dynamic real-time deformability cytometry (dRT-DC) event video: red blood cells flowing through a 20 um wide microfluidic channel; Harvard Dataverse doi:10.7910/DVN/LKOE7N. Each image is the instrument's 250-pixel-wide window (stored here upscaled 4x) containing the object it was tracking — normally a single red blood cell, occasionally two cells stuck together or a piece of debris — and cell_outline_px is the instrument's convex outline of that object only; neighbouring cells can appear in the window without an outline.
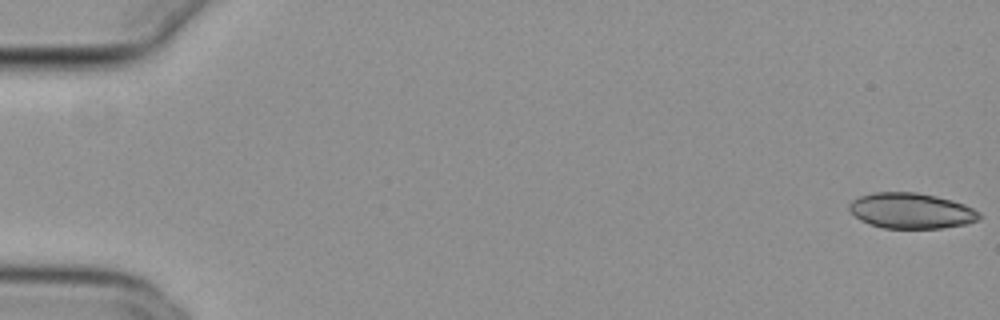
{"species": "common noctule bat (a hibernating species)", "species_latin": "Nyctalus noctula", "temperature_condition": "cold", "stored_images_in_passage": 20, "camera_frame_rate_fps": 3000, "um_per_image_px": 0.085, "animal": {"sex": "female", "body_mass_g": 29.2, "forearm_length_mm": 56.3}, "frame": {"image": 1, "passage_image": 1, "time_ms": 0.0, "image_size_px": [1000, 320], "cell_outline_px": [[980, 216], [976, 220], [968, 224], [940, 228], [884, 228], [868, 224], [860, 220], [848, 208], [848, 204], [852, 200], [860, 196], [872, 192], [916, 192], [936, 196], [952, 200], [964, 204], [980, 212]], "centroid_in_image_um": [77.43, 17.91], "position_along_channel_um": 7.6, "area_um2": 26.99}}
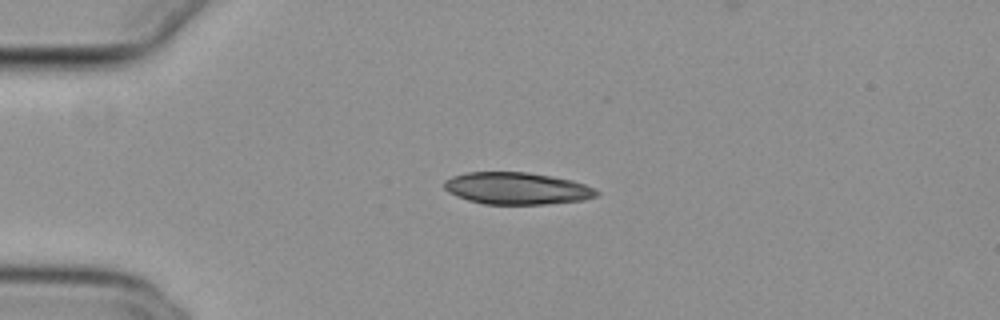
{"frame": {"image": 2, "passage_image": 14, "time_ms": 4.333, "image_size_px": [1000, 320], "cell_outline_px": [[600, 192], [596, 196], [584, 200], [544, 204], [484, 204], [468, 200], [456, 196], [448, 192], [444, 188], [444, 180], [452, 176], [468, 172], [528, 172], [552, 176], [572, 180], [584, 184]], "centroid_in_image_um": [43.91, 16.01], "position_along_channel_um": 41.1, "area_um2": 28.44}}
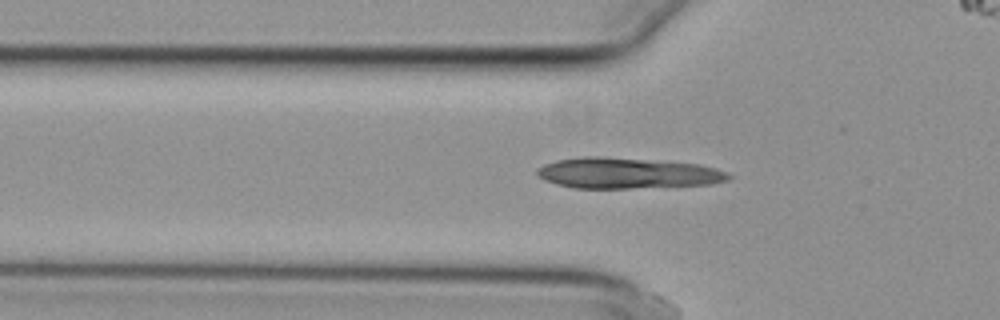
{"frame": {"image": 3, "passage_image": 19, "time_ms": 6.0, "image_size_px": [1000, 320], "cell_outline_px": [[732, 176], [728, 180], [712, 184], [628, 188], [572, 188], [556, 184], [544, 180], [536, 176], [536, 168], [544, 164], [556, 160], [584, 156], [600, 156], [700, 164], [716, 168]], "centroid_in_image_um": [53.26, 14.71], "position_along_channel_um": 72.5, "area_um2": 34.39}}